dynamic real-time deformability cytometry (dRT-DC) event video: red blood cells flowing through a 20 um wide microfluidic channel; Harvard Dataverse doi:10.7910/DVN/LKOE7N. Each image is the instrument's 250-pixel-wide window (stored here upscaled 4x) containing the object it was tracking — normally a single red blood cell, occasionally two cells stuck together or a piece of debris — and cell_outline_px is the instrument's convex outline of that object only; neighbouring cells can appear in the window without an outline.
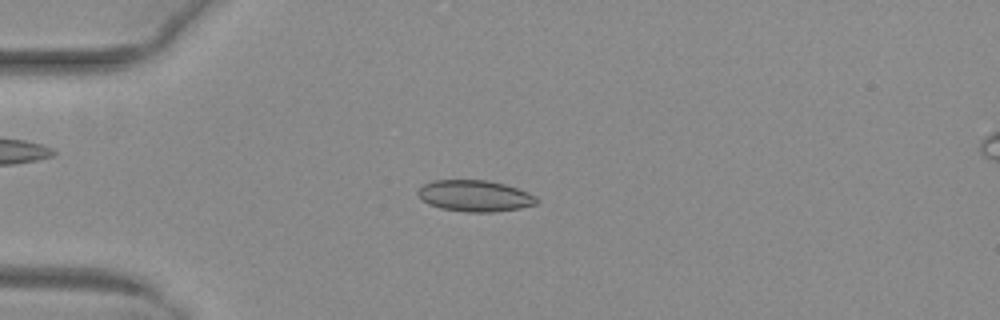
{"species": "common noctule bat (a hibernating species)", "species_latin": "Nyctalus noctula", "temperature_condition": "warm", "stored_images_in_passage": 37, "camera_frame_rate_fps": 3000, "um_per_image_px": 0.085, "animal": {"sex": "female", "body_mass_g": 29.2, "forearm_length_mm": 56.3}, "frame": {"image": 1, "passage_image": 5, "time_ms": 1.333, "image_size_px": [1000, 320], "cell_outline_px": [[536, 204], [520, 208], [492, 212], [468, 212], [440, 208], [428, 204], [416, 192], [424, 184], [432, 180], [488, 180], [504, 184], [528, 192], [536, 196]], "centroid_in_image_um": [40.35, 16.64], "position_along_channel_um": 44.7, "area_um2": 21.5}}
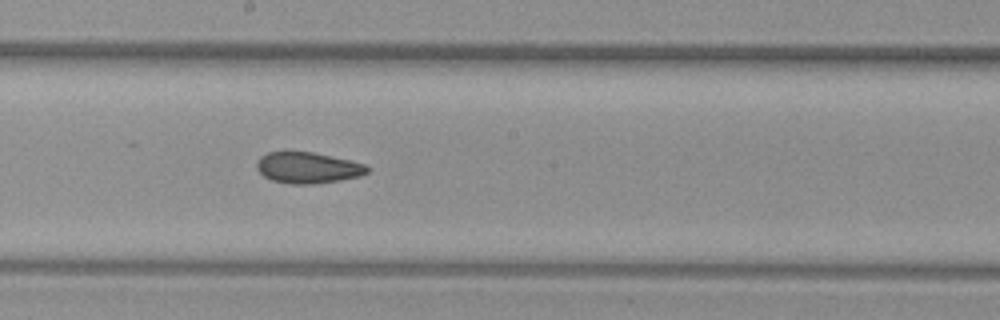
{"frame": {"image": 2, "passage_image": 20, "time_ms": 6.333, "image_size_px": [1000, 320], "cell_outline_px": [[368, 172], [360, 176], [340, 180], [312, 184], [292, 184], [272, 180], [264, 176], [256, 168], [256, 160], [260, 156], [268, 152], [312, 152], [348, 160], [364, 164], [368, 168]], "centroid_in_image_um": [26.12, 14.26], "position_along_channel_um": 222.1, "area_um2": 19.83}}
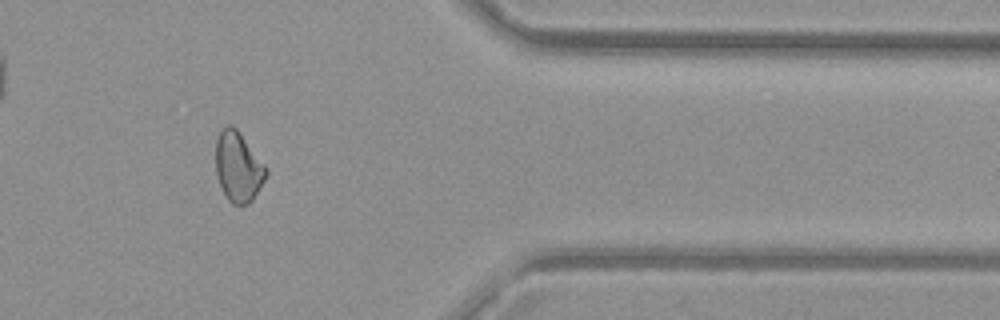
{"frame": {"image": 3, "passage_image": 34, "time_ms": 11.0, "image_size_px": [1000, 320], "cell_outline_px": [[268, 172], [264, 180], [252, 200], [248, 204], [232, 204], [228, 200], [220, 184], [216, 172], [216, 140], [220, 132], [228, 124], [232, 124], [236, 128], [268, 168]], "centroid_in_image_um": [20.25, 14.17], "position_along_channel_um": 391.1, "area_um2": 20.29}, "authors_computed_cell_mechanics": {"area_um2": 20.5768, "velocity_mm_per_s": 4.0482, "shape_relaxation_time_tau1_ms": null, "shape_relaxation_time_tau2_ms": 4.6443, "deformation_change_tau1": null, "deformation_change_tau2": 0.0749}}